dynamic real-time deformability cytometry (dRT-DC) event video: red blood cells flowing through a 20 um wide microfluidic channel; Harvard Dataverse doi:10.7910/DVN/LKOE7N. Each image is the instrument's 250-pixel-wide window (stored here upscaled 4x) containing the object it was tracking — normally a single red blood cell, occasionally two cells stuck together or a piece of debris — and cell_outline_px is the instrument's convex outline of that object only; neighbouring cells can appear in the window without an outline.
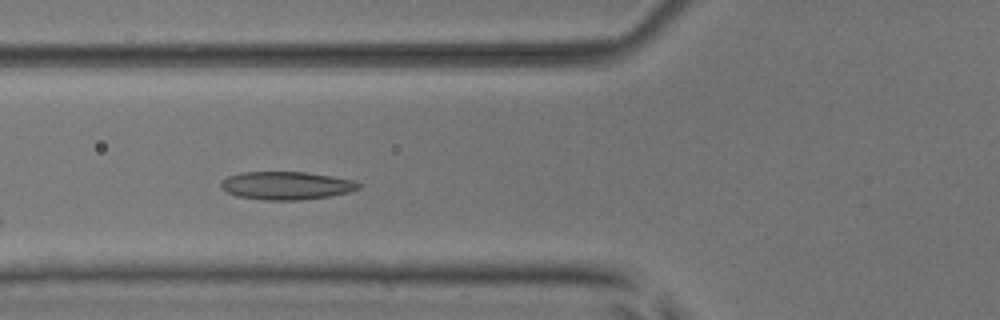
{"species": "common noctule bat (a hibernating species)", "species_latin": "Nyctalus noctula", "temperature_condition": "room temperature", "stored_images_in_passage": 9, "camera_frame_rate_fps": 3000, "um_per_image_px": 0.085, "animal": {"sex": "male", "body_mass_g": 17.9, "forearm_length_mm": 54.2}, "frame": {"image": 1, "passage_image": 5, "time_ms": 5.333, "image_size_px": [1000, 320], "cell_outline_px": [[360, 188], [348, 192], [328, 196], [300, 200], [264, 200], [236, 196], [220, 188], [220, 184], [228, 176], [240, 172], [304, 172], [332, 176], [352, 180], [360, 184]], "centroid_in_image_um": [24.31, 15.77], "position_along_channel_um": 101.5, "area_um2": 22.37}}
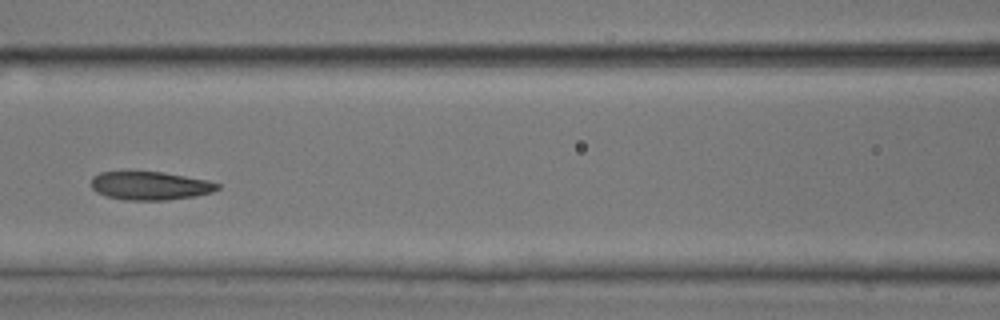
{"frame": {"image": 2, "passage_image": 6, "time_ms": 6.667, "image_size_px": [1000, 320], "cell_outline_px": [[220, 188], [212, 192], [196, 196], [168, 200], [124, 200], [108, 196], [96, 192], [92, 188], [92, 176], [100, 172], [160, 172], [208, 180], [220, 184]], "centroid_in_image_um": [12.78, 15.79], "position_along_channel_um": 153.8, "area_um2": 20.81}}
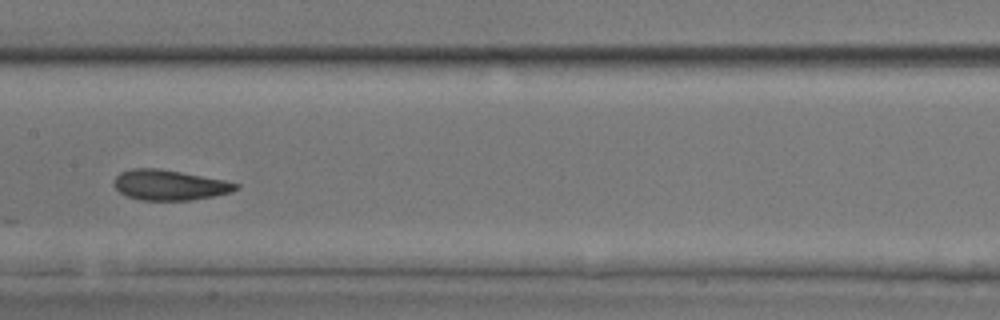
{"frame": {"image": 3, "passage_image": 7, "time_ms": 7.667, "image_size_px": [1000, 320], "cell_outline_px": [[240, 188], [232, 192], [192, 200], [140, 200], [128, 196], [120, 192], [112, 184], [116, 176], [120, 172], [132, 168], [160, 168], [224, 180], [240, 184]], "centroid_in_image_um": [14.4, 15.72], "position_along_channel_um": 193.0, "area_um2": 21.56}}